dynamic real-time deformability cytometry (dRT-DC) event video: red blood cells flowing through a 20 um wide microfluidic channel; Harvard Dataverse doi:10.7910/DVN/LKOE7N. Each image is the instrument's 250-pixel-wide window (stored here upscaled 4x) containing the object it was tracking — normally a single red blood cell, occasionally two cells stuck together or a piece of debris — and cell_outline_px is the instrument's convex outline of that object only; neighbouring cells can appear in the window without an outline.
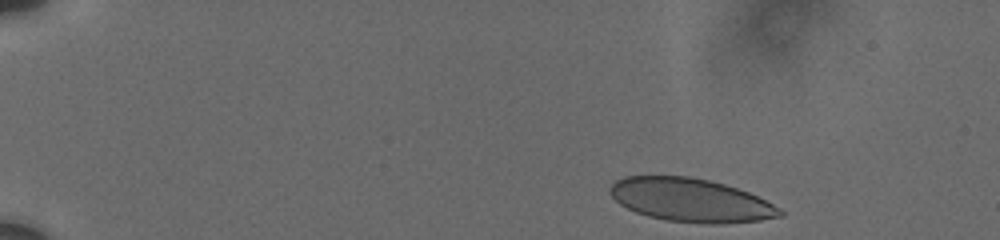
{"species": "human", "species_latin": "Homo sapiens", "temperature_condition": "cold", "stored_images_in_passage": 44, "camera_frame_rate_fps": 3000, "um_per_image_px": 0.085, "donor": {"sex": "male"}, "frame": {"image": 1, "passage_image": 1, "time_ms": 0.0, "image_size_px": [1000, 240], "cell_outline_px": [[784, 216], [760, 220], [724, 224], [708, 224], [668, 220], [648, 216], [636, 212], [620, 204], [608, 192], [608, 188], [616, 180], [624, 176], [688, 176], [708, 180], [724, 184], [748, 192], [780, 208], [784, 212]], "centroid_in_image_um": [58.7, 17.01], "position_along_channel_um": 26.3, "area_um2": 42.89}}
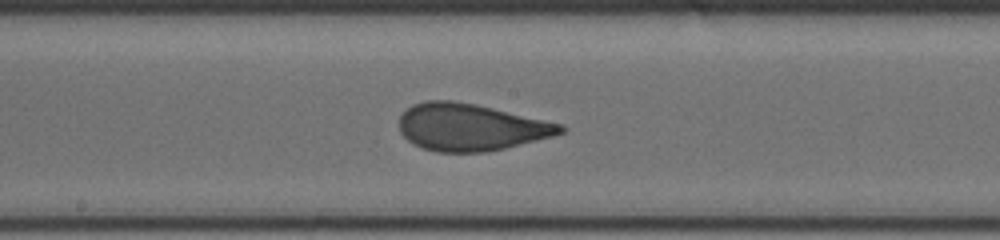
{"frame": {"image": 2, "passage_image": 24, "time_ms": 8.0, "image_size_px": [1000, 240], "cell_outline_px": [[568, 128], [564, 132], [552, 136], [504, 148], [484, 152], [436, 152], [412, 144], [400, 132], [400, 116], [412, 104], [424, 100], [452, 100], [476, 104], [564, 124]], "centroid_in_image_um": [40.01, 10.8], "position_along_channel_um": 208.2, "area_um2": 44.22}}
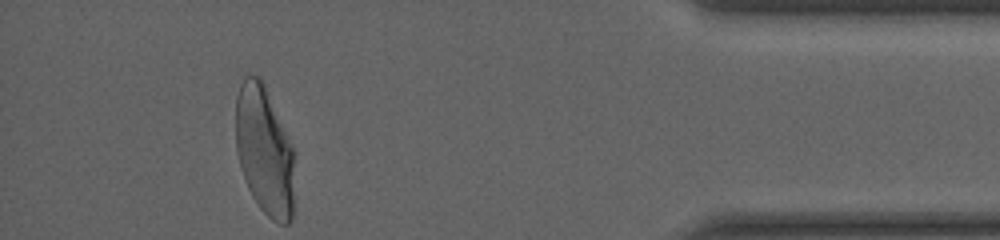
{"frame": {"image": 3, "passage_image": 44, "time_ms": 14.667, "image_size_px": [1000, 240], "cell_outline_px": [[292, 220], [288, 224], [280, 224], [272, 220], [260, 208], [252, 196], [248, 188], [240, 168], [236, 148], [236, 96], [240, 84], [244, 76], [260, 76], [264, 84], [292, 148]], "centroid_in_image_um": [22.43, 12.81], "position_along_channel_um": 412.8, "area_um2": 43.35}, "authors_computed_cell_mechanics": {"area_um2": 44.4193, "velocity_mm_per_s": 3.707, "shape_relaxation_time_tau1_ms": 6.0841, "shape_relaxation_time_tau2_ms": null, "deformation_change_tau1": 0.1844, "deformation_change_tau2": null}}